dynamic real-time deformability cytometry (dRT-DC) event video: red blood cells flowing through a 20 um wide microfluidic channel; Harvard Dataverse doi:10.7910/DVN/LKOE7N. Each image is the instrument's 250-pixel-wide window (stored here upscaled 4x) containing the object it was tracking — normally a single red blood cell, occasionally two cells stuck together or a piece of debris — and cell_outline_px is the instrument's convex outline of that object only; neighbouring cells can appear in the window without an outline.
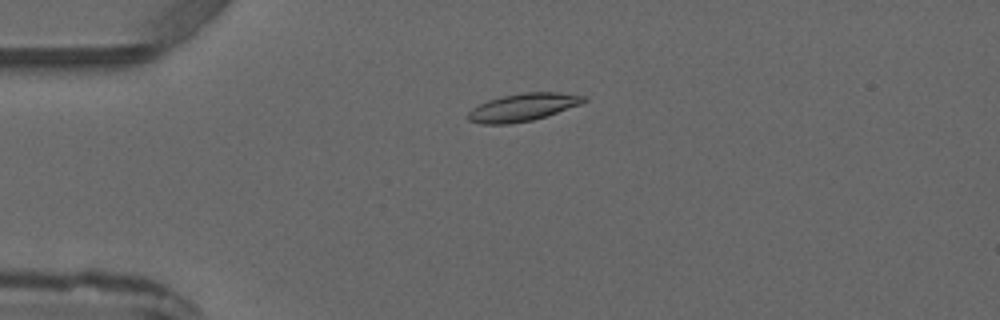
{"species": "common noctule bat (a hibernating species)", "species_latin": "Nyctalus noctula", "temperature_condition": "warm", "stored_images_in_passage": 4, "camera_frame_rate_fps": 3000, "um_per_image_px": 0.085, "animal": {"sex": "male", "forearm_length_mm": 52.5}, "frame": {"image": 1, "passage_image": 4, "time_ms": 4.333, "image_size_px": [1000, 320], "cell_outline_px": [[588, 100], [580, 104], [532, 120], [508, 124], [480, 124], [468, 120], [468, 112], [472, 108], [488, 100], [504, 96], [524, 92], [560, 92], [588, 96]], "centroid_in_image_um": [44.45, 9.11], "position_along_channel_um": 40.6, "area_um2": 18.5}}